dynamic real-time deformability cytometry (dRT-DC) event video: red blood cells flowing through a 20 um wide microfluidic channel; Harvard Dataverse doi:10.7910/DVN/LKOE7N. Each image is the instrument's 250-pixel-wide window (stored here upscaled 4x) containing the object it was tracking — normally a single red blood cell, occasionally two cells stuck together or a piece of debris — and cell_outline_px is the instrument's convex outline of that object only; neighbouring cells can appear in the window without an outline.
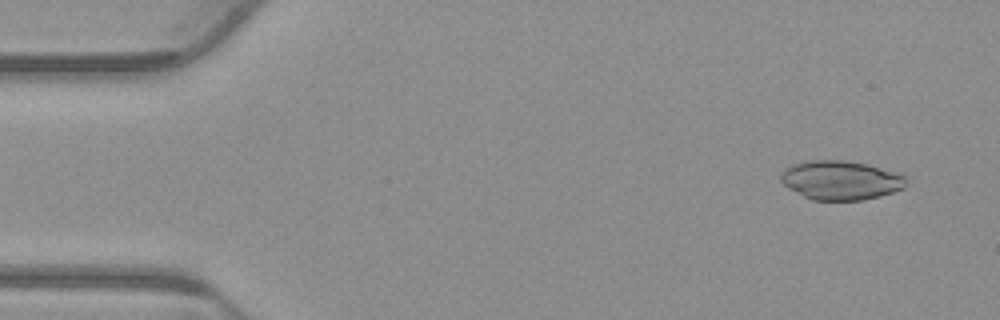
{"species": "common noctule bat (a hibernating species)", "species_latin": "Nyctalus noctula", "temperature_condition": "warm", "stored_images_in_passage": 53, "camera_frame_rate_fps": 3000, "um_per_image_px": 0.085, "animal": {"sex": "male", "body_mass_g": 23.1, "forearm_length_mm": 52.7}, "frame": {"image": 1, "passage_image": 4, "time_ms": 1.0, "image_size_px": [1000, 320], "cell_outline_px": [[908, 184], [904, 188], [880, 196], [864, 200], [812, 200], [788, 188], [780, 180], [780, 172], [784, 168], [792, 164], [812, 160], [844, 160], [868, 164], [896, 172], [904, 176]], "centroid_in_image_um": [71.45, 15.31], "position_along_channel_um": 13.5, "area_um2": 28.73}}
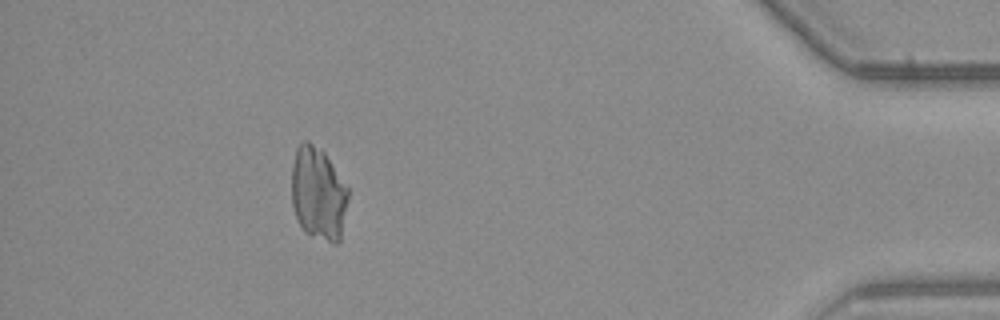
{"frame": {"image": 2, "passage_image": 48, "time_ms": 15.667, "image_size_px": [1000, 320], "cell_outline_px": [[348, 200], [340, 240], [336, 244], [332, 244], [304, 232], [296, 216], [292, 204], [292, 164], [296, 148], [300, 140], [308, 140], [320, 148], [324, 152], [348, 188]], "centroid_in_image_um": [27.04, 16.44], "position_along_channel_um": 408.2, "area_um2": 30.87}}